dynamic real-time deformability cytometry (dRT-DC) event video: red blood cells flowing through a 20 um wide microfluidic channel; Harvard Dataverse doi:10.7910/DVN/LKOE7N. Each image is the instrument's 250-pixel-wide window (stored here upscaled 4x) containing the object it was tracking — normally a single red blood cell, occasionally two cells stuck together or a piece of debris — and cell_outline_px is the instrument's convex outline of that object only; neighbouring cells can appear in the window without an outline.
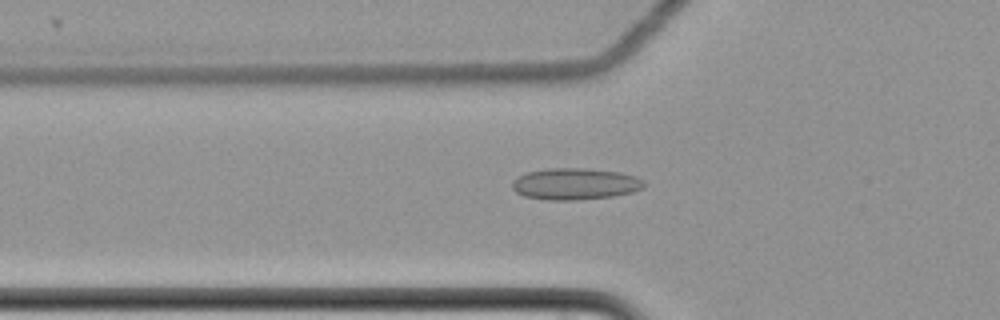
{"species": "common noctule bat (a hibernating species)", "species_latin": "Nyctalus noctula", "temperature_condition": "cold", "stored_images_in_passage": 57, "camera_frame_rate_fps": 3000, "um_per_image_px": 0.085, "animal": {"sex": "female", "body_mass_g": 22.7, "forearm_length_mm": 54.2}, "frame": {"image": 1, "passage_image": 20, "time_ms": 6.333, "image_size_px": [1000, 320], "cell_outline_px": [[644, 188], [632, 192], [612, 196], [576, 200], [548, 200], [524, 196], [516, 192], [512, 188], [512, 180], [516, 176], [528, 172], [548, 168], [584, 168], [620, 172], [636, 176], [644, 180]], "centroid_in_image_um": [48.87, 15.63], "position_along_channel_um": 76.9, "area_um2": 24.39}}
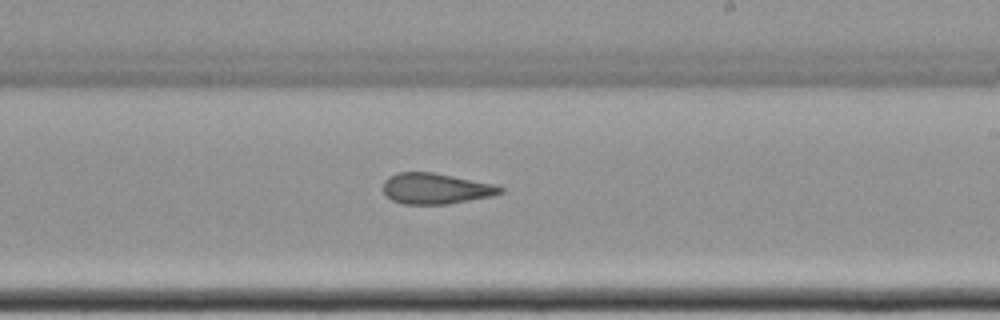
{"frame": {"image": 2, "passage_image": 35, "time_ms": 11.333, "image_size_px": [1000, 320], "cell_outline_px": [[504, 192], [492, 196], [448, 204], [404, 204], [392, 200], [384, 192], [384, 180], [388, 176], [396, 172], [432, 172], [496, 184], [504, 188]], "centroid_in_image_um": [37.06, 16.02], "position_along_channel_um": 251.9, "area_um2": 21.1}}
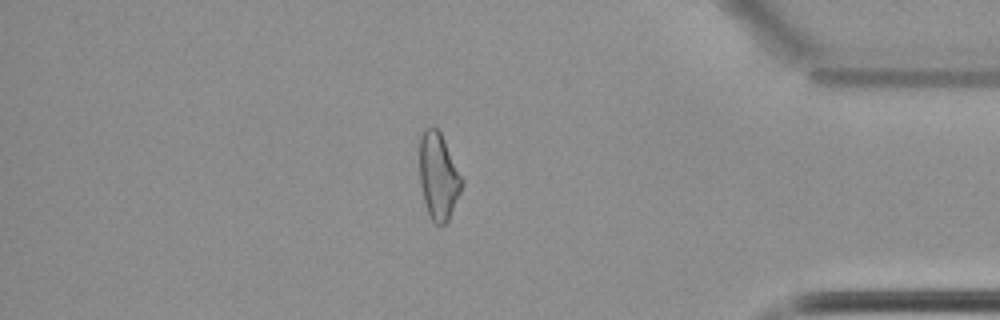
{"frame": {"image": 3, "passage_image": 50, "time_ms": 16.333, "image_size_px": [1000, 320], "cell_outline_px": [[464, 184], [448, 220], [444, 224], [436, 224], [432, 220], [428, 212], [424, 200], [420, 184], [420, 136], [424, 128], [432, 124], [440, 132], [464, 180]], "centroid_in_image_um": [37.27, 14.94], "position_along_channel_um": 397.9, "area_um2": 21.33}}